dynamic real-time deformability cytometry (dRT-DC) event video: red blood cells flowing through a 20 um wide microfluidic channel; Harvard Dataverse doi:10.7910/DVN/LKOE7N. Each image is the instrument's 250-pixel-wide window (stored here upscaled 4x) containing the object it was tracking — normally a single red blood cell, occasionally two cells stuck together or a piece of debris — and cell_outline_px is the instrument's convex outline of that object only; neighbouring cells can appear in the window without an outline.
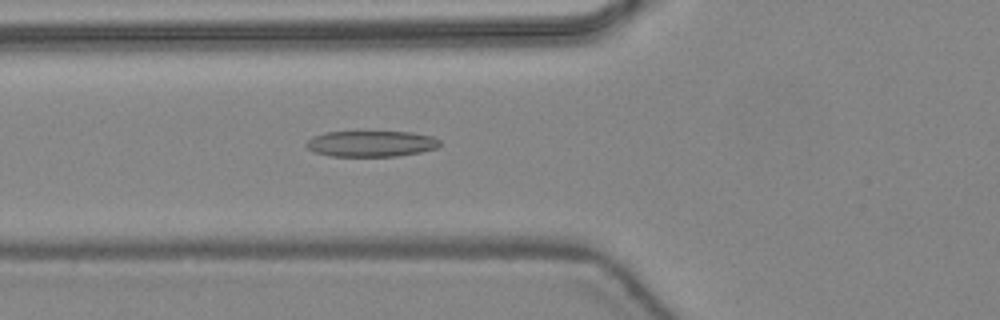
{"species": "common noctule bat (a hibernating species)", "species_latin": "Nyctalus noctula", "temperature_condition": "warm", "stored_images_in_passage": 42, "camera_frame_rate_fps": 3000, "um_per_image_px": 0.085, "animal": {"sex": "female", "body_mass_g": 24.6, "forearm_length_mm": 56.2}, "frame": {"image": 1, "passage_image": 13, "time_ms": 4.0, "image_size_px": [1000, 320], "cell_outline_px": [[440, 144], [436, 148], [420, 152], [396, 156], [332, 156], [316, 152], [308, 148], [304, 144], [312, 136], [328, 132], [412, 132], [432, 136], [440, 140]], "centroid_in_image_um": [31.55, 12.21], "position_along_channel_um": 94.2, "area_um2": 20.06}}
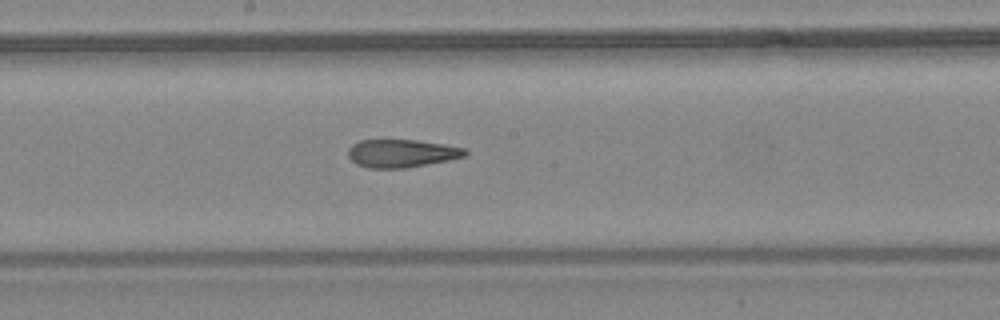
{"frame": {"image": 2, "passage_image": 21, "time_ms": 6.667, "image_size_px": [1000, 320], "cell_outline_px": [[468, 152], [464, 156], [448, 160], [408, 168], [368, 168], [356, 164], [348, 156], [348, 148], [352, 144], [360, 140], [416, 140], [444, 144], [464, 148]], "centroid_in_image_um": [34.11, 13.03], "position_along_channel_um": 214.1, "area_um2": 19.07}}
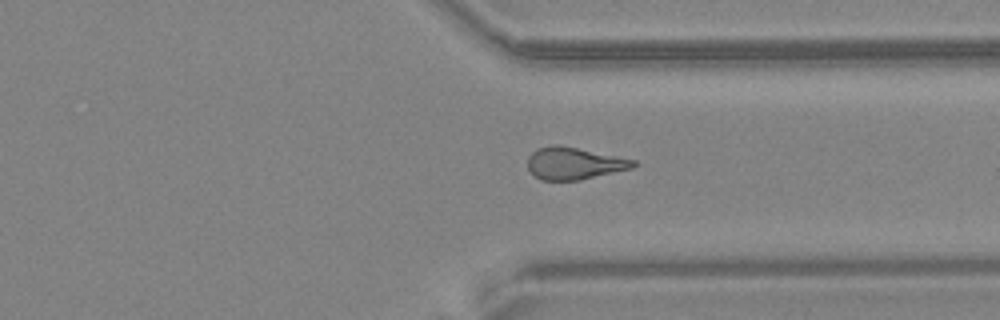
{"frame": {"image": 3, "passage_image": 31, "time_ms": 10.0, "image_size_px": [1000, 320], "cell_outline_px": [[636, 164], [632, 168], [580, 180], [540, 180], [528, 168], [528, 156], [536, 148], [552, 144], [556, 144], [636, 160]], "centroid_in_image_um": [48.77, 13.88], "position_along_channel_um": 362.6, "area_um2": 19.59}, "authors_computed_cell_mechanics": {"area_um2": 20.2589, "velocity_mm_per_s": 4.4631, "shape_relaxation_time_tau1_ms": null, "shape_relaxation_time_tau2_ms": 2.879, "deformation_change_tau1": null, "deformation_change_tau2": 0.1338}}